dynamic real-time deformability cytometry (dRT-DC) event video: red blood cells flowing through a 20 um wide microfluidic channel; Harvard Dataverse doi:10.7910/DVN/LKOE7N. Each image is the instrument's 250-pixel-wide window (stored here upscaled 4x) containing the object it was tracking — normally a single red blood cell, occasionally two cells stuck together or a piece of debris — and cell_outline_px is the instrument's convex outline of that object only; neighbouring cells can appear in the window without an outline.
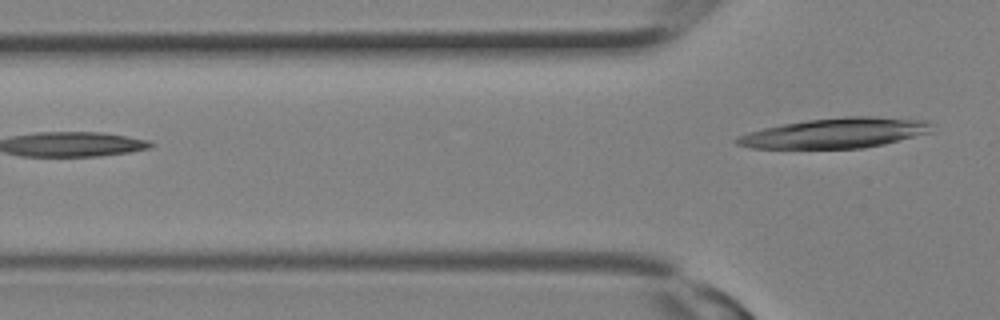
{"species": "Egyptian fruit bat (a non-hibernating species)", "species_latin": "Rousettus aegyptiacus", "temperature_condition": "room temperature", "stored_images_in_passage": 8, "segment_of_instrument_passage": [2, 2], "camera_frame_rate_fps": 3000, "um_per_image_px": 0.085, "animal": {"sex": "female"}, "frame": {"image": 1, "passage_image": 8, "time_ms": 2.333, "image_size_px": [1000, 320], "cell_outline_px": [[932, 132], [884, 144], [864, 148], [752, 148], [736, 144], [732, 140], [736, 136], [748, 132], [764, 128], [784, 124], [808, 120], [844, 116], [876, 116], [928, 120], [932, 124]], "centroid_in_image_um": [71.03, 11.3], "position_along_channel_um": 54.8, "area_um2": 34.33}}